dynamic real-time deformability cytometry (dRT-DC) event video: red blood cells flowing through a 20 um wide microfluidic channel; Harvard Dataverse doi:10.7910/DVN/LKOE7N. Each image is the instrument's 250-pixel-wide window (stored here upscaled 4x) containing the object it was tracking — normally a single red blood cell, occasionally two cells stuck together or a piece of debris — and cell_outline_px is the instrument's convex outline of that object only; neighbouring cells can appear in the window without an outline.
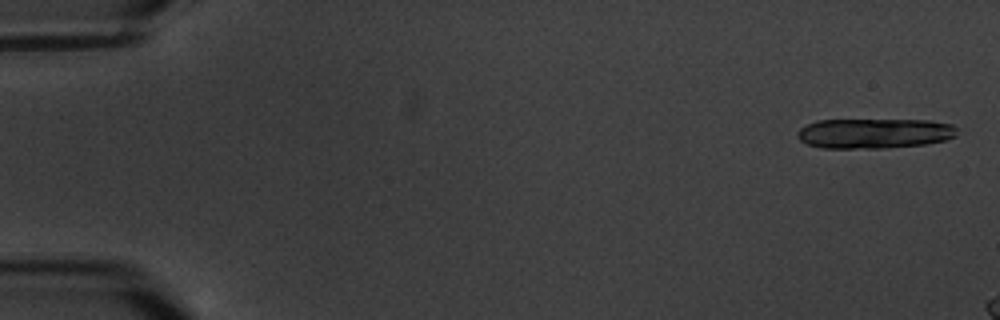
{"species": "common noctule bat (a hibernating species)", "species_latin": "Nyctalus noctula", "temperature_condition": "warm", "stored_images_in_passage": 4, "camera_frame_rate_fps": 3000, "um_per_image_px": 0.085, "animal": {"sex": "male", "body_mass_g": 20.1, "forearm_length_mm": 53.5}, "frame": {"image": 1, "passage_image": 1, "time_ms": 0.0, "image_size_px": [1000, 320], "cell_outline_px": [[956, 136], [944, 140], [924, 144], [888, 148], [820, 148], [808, 144], [800, 140], [796, 136], [796, 132], [800, 128], [816, 120], [928, 120], [952, 124], [956, 128]], "centroid_in_image_um": [74.29, 11.33], "position_along_channel_um": 10.7, "area_um2": 28.03}}